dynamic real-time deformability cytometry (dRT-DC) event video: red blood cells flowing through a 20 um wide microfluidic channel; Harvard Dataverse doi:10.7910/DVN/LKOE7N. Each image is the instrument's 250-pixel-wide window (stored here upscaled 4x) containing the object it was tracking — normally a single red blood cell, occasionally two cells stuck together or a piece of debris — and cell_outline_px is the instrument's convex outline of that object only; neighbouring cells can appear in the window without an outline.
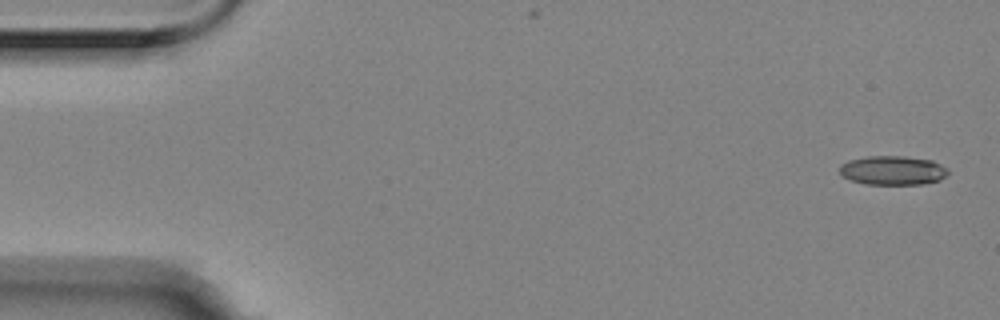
{"species": "Egyptian fruit bat (a non-hibernating species)", "species_latin": "Rousettus aegyptiacus", "temperature_condition": "room temperature", "stored_images_in_passage": 5, "camera_frame_rate_fps": 3000, "um_per_image_px": 0.085, "animal": {"sex": "female"}, "frame": {"image": 1, "passage_image": 1, "time_ms": 0.0, "image_size_px": [1000, 320], "cell_outline_px": [[948, 172], [940, 180], [924, 184], [864, 184], [852, 180], [844, 176], [840, 172], [840, 164], [848, 160], [868, 156], [904, 156], [932, 160], [948, 168]], "centroid_in_image_um": [75.89, 14.48], "position_along_channel_um": 9.1, "area_um2": 18.38}}
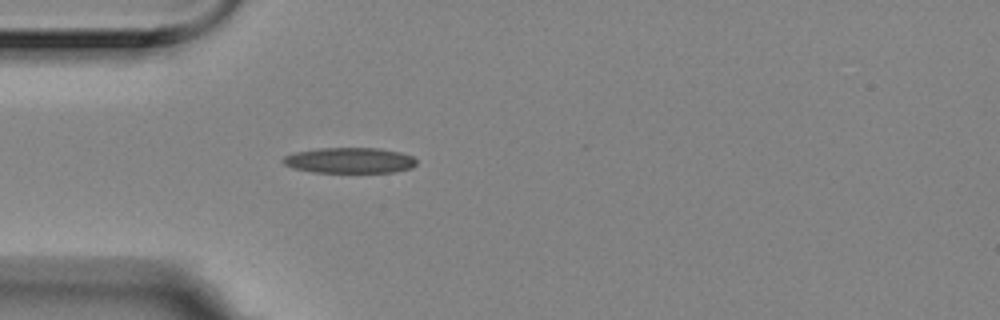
{"frame": {"image": 2, "passage_image": 5, "time_ms": 1.333, "image_size_px": [1000, 320], "cell_outline_px": [[416, 164], [412, 168], [396, 172], [312, 172], [292, 168], [284, 164], [280, 160], [284, 156], [296, 152], [320, 148], [376, 148], [400, 152], [412, 156], [416, 160]], "centroid_in_image_um": [29.7, 13.64], "position_along_channel_um": 55.3, "area_um2": 19.94}}